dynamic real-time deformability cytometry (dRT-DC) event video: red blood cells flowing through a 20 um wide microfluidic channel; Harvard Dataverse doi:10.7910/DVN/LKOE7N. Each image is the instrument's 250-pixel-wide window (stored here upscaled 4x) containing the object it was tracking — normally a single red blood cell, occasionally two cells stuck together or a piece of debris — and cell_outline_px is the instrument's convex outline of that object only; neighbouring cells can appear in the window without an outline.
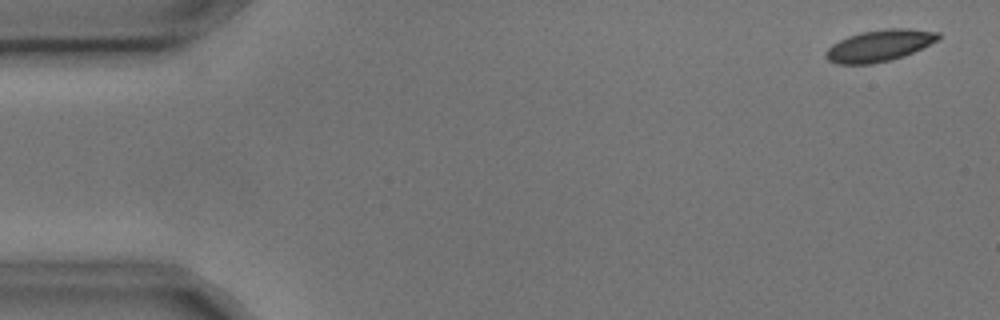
{"species": "common noctule bat (a hibernating species)", "species_latin": "Nyctalus noctula", "temperature_condition": "cold", "stored_images_in_passage": 6, "camera_frame_rate_fps": 3000, "um_per_image_px": 0.085, "animal": {"sex": "male", "body_mass_g": 17.9, "forearm_length_mm": 54.2}, "frame": {"image": 1, "passage_image": 1, "time_ms": 0.0, "image_size_px": [1000, 320], "cell_outline_px": [[940, 36], [936, 40], [904, 56], [872, 64], [840, 64], [828, 60], [824, 56], [828, 48], [832, 44], [848, 36], [860, 32], [888, 28], [908, 28], [940, 32]], "centroid_in_image_um": [74.72, 3.87], "position_along_channel_um": 10.3, "area_um2": 20.46}}